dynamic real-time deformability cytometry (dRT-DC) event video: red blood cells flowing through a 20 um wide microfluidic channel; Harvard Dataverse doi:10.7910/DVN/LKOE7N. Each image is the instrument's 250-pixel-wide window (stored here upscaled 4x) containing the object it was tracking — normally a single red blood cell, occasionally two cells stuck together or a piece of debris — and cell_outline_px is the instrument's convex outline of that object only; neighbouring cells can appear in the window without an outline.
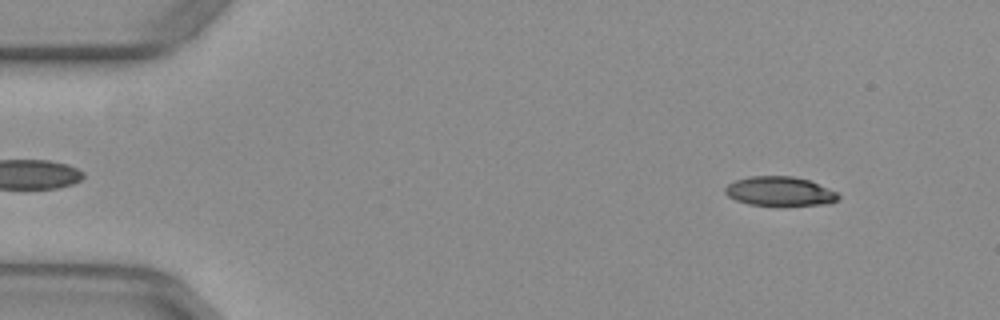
{"species": "common noctule bat (a hibernating species)", "species_latin": "Nyctalus noctula", "temperature_condition": "warm", "stored_images_in_passage": 52, "camera_frame_rate_fps": 3000, "um_per_image_px": 0.085, "animal": {"sex": "female", "body_mass_g": 29.2, "forearm_length_mm": 56.3}, "frame": {"image": 1, "passage_image": 5, "time_ms": 1.333, "image_size_px": [1000, 320], "cell_outline_px": [[840, 196], [836, 200], [828, 204], [748, 204], [736, 200], [728, 196], [724, 192], [724, 188], [728, 184], [736, 180], [752, 176], [792, 176], [808, 180], [836, 192]], "centroid_in_image_um": [66.23, 16.24], "position_along_channel_um": 18.8, "area_um2": 18.73}}
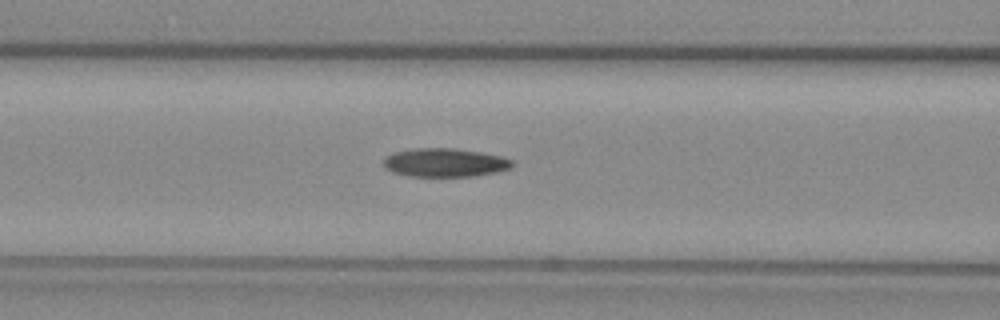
{"frame": {"image": 2, "passage_image": 21, "time_ms": 6.667, "image_size_px": [1000, 320], "cell_outline_px": [[516, 164], [512, 168], [496, 172], [472, 176], [412, 176], [392, 172], [384, 168], [384, 156], [396, 152], [416, 148], [452, 148], [480, 152], [504, 156], [512, 160]], "centroid_in_image_um": [37.85, 13.82], "position_along_channel_um": 128.7, "area_um2": 21.5}}
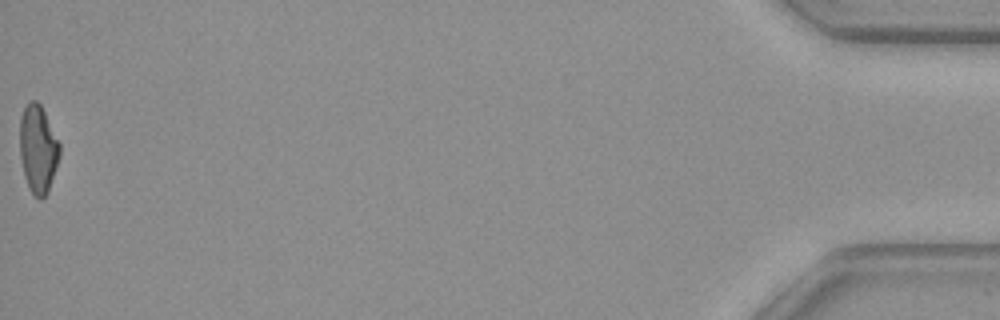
{"frame": {"image": 3, "passage_image": 52, "time_ms": 17.0, "image_size_px": [1000, 320], "cell_outline_px": [[60, 156], [48, 192], [40, 200], [28, 188], [24, 176], [20, 156], [20, 120], [24, 108], [32, 100], [36, 100], [40, 104], [60, 144]], "centroid_in_image_um": [3.23, 12.69], "position_along_channel_um": 432.0, "area_um2": 20.23}, "authors_computed_cell_mechanics": {"area_um2": 20.8658, "velocity_mm_per_s": 3.9584, "shape_relaxation_time_tau1_ms": null, "shape_relaxation_time_tau2_ms": 7.5259, "deformation_change_tau1": null, "deformation_change_tau2": 0.1641}}